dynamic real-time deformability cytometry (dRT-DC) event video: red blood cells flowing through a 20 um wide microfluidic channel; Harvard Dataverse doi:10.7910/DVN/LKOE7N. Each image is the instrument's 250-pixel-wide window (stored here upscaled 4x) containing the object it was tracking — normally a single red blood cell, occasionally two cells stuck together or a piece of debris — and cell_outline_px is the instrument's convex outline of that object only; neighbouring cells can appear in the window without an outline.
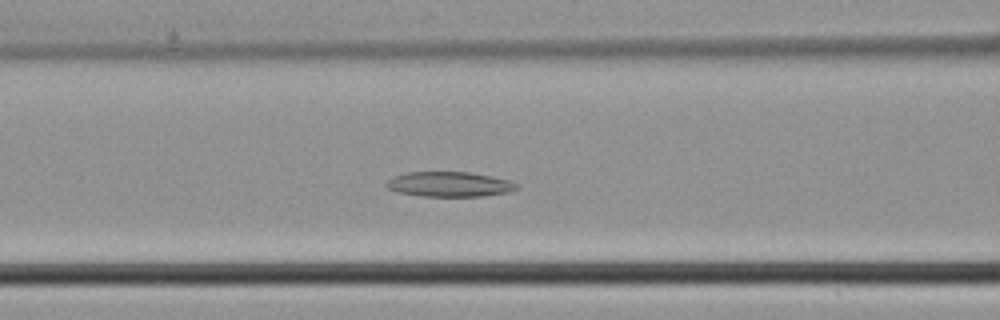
{"species": "common noctule bat (a hibernating species)", "species_latin": "Nyctalus noctula", "temperature_condition": "cold", "stored_images_in_passage": 38, "camera_frame_rate_fps": 3000, "um_per_image_px": 0.085, "animal": {"sex": "male", "body_mass_g": 21.5, "forearm_length_mm": 52.0}, "frame": {"image": 1, "passage_image": 11, "time_ms": 3.333, "image_size_px": [1000, 320], "cell_outline_px": [[516, 188], [508, 192], [484, 196], [424, 196], [400, 192], [388, 188], [384, 184], [388, 180], [396, 176], [408, 172], [468, 172], [492, 176], [508, 180], [516, 184]], "centroid_in_image_um": [38.2, 15.66], "position_along_channel_um": 128.4, "area_um2": 18.61}}
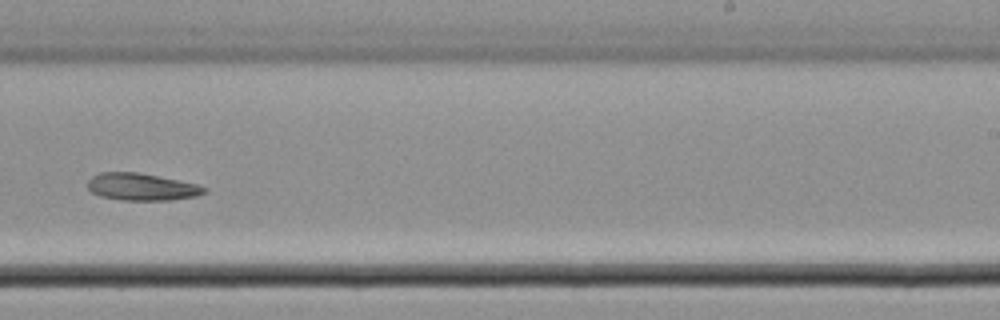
{"frame": {"image": 2, "passage_image": 21, "time_ms": 6.667, "image_size_px": [1000, 320], "cell_outline_px": [[208, 192], [196, 196], [172, 200], [120, 200], [100, 196], [92, 192], [88, 188], [88, 180], [92, 176], [100, 172], [136, 172], [196, 184], [208, 188]], "centroid_in_image_um": [12.04, 15.89], "position_along_channel_um": 277.0, "area_um2": 18.38}}
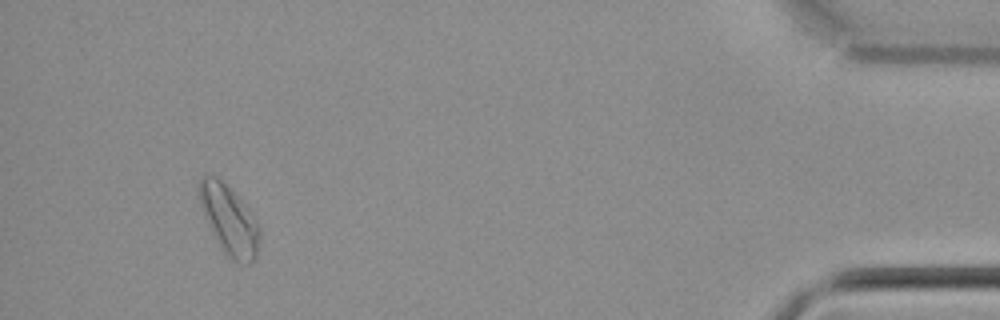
{"frame": {"image": 3, "passage_image": 35, "time_ms": 11.333, "image_size_px": [1000, 320], "cell_outline_px": [[260, 232], [256, 260], [248, 264], [240, 264], [232, 260], [224, 252], [216, 240], [204, 216], [200, 204], [196, 188], [200, 176], [216, 176], [240, 200], [256, 220], [260, 228]], "centroid_in_image_um": [19.45, 18.73], "position_along_channel_um": 415.7, "area_um2": 24.22}}